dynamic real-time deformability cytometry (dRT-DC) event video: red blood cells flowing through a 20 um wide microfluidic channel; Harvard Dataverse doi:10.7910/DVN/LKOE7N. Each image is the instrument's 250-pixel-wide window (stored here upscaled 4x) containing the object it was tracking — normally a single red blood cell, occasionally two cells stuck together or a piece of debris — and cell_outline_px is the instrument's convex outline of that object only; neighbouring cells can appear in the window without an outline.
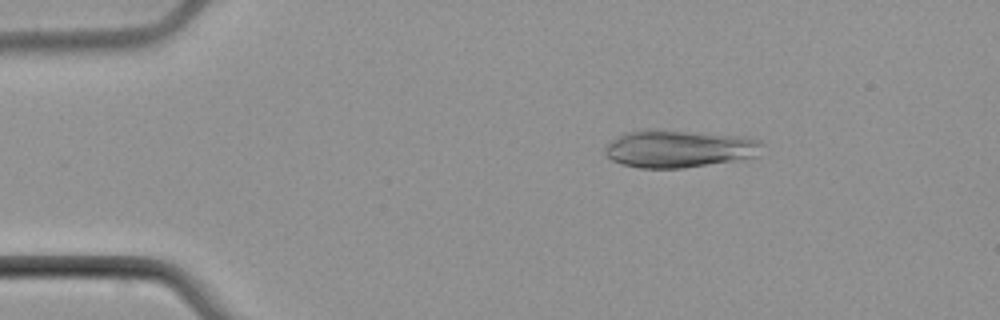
{"species": "common noctule bat (a hibernating species)", "species_latin": "Nyctalus noctula", "temperature_condition": "cold", "stored_images_in_passage": 6, "camera_frame_rate_fps": 3000, "um_per_image_px": 0.085, "animal": {"sex": "male", "body_mass_g": 21.5, "forearm_length_mm": 52.0}, "frame": {"image": 1, "passage_image": 2, "time_ms": 1.333, "image_size_px": [1000, 320], "cell_outline_px": [[764, 144], [760, 156], [736, 160], [684, 168], [640, 168], [620, 164], [612, 160], [604, 152], [604, 148], [616, 136], [624, 132], [640, 128], [656, 128], [736, 136], [760, 140]], "centroid_in_image_um": [57.68, 12.62], "position_along_channel_um": 27.3, "area_um2": 34.91}}
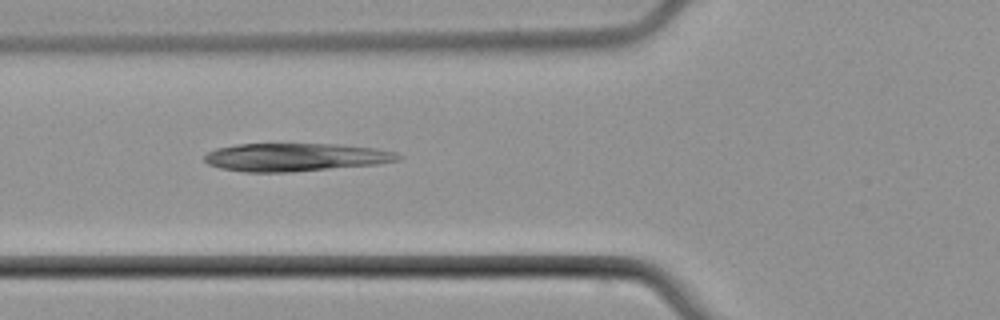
{"frame": {"image": 2, "passage_image": 5, "time_ms": 5.0, "image_size_px": [1000, 320], "cell_outline_px": [[400, 160], [376, 164], [292, 172], [244, 172], [220, 168], [208, 164], [204, 160], [204, 156], [208, 152], [216, 148], [236, 144], [340, 144], [376, 148], [396, 152], [400, 156]], "centroid_in_image_um": [25.1, 13.36], "position_along_channel_um": 100.7, "area_um2": 31.73}}
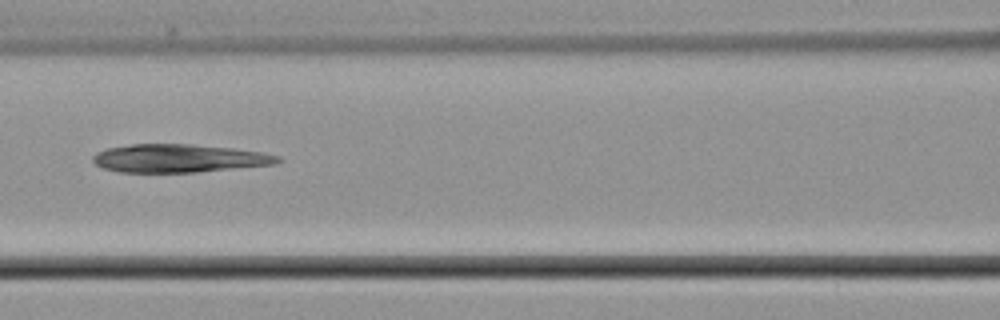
{"frame": {"image": 3, "passage_image": 6, "time_ms": 6.333, "image_size_px": [1000, 320], "cell_outline_px": [[284, 160], [276, 164], [196, 172], [120, 172], [104, 168], [96, 164], [92, 160], [92, 156], [96, 152], [108, 148], [132, 144], [192, 144], [232, 148], [260, 152], [280, 156]], "centroid_in_image_um": [15.22, 13.45], "position_along_channel_um": 151.4, "area_um2": 30.29}}